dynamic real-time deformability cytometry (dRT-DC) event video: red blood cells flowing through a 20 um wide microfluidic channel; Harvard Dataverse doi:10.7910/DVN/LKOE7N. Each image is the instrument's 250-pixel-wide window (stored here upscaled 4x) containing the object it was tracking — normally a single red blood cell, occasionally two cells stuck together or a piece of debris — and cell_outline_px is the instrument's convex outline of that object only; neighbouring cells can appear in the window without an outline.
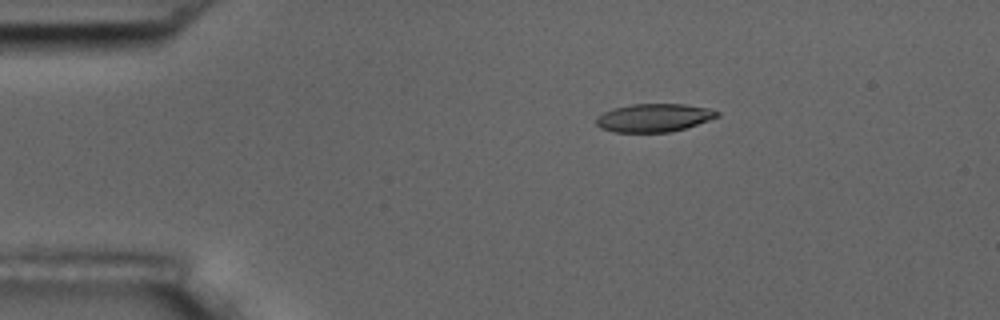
{"species": "common noctule bat (a hibernating species)", "species_latin": "Nyctalus noctula", "temperature_condition": "room temperature", "stored_images_in_passage": 3, "camera_frame_rate_fps": 3000, "um_per_image_px": 0.085, "animal": {"sex": "male", "body_mass_g": 17.5, "forearm_length_mm": 52.3}, "frame": {"image": 1, "passage_image": 2, "time_ms": 0.333, "image_size_px": [1000, 320], "cell_outline_px": [[720, 116], [672, 132], [616, 132], [600, 128], [596, 124], [596, 120], [604, 112], [616, 108], [632, 104], [684, 104], [708, 108], [720, 112]], "centroid_in_image_um": [55.61, 10.01], "position_along_channel_um": 29.4, "area_um2": 19.59}}